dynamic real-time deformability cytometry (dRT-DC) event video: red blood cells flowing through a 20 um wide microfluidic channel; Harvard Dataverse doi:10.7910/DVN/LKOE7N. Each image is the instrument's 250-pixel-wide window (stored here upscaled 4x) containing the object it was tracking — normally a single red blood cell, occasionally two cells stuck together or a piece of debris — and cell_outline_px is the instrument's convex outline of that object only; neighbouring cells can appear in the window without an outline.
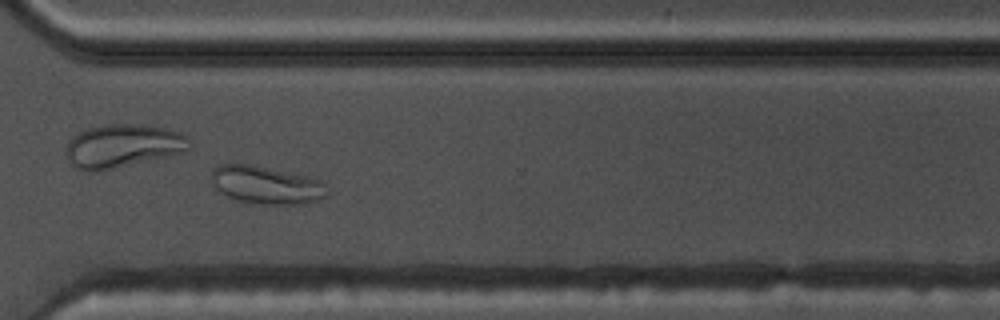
{"species": "common noctule bat (a hibernating species)", "species_latin": "Nyctalus noctula", "temperature_condition": "warm", "stored_images_in_passage": 51, "camera_frame_rate_fps": 3000, "um_per_image_px": 0.085, "animal": {"sex": "male", "body_mass_g": 17.5, "forearm_length_mm": 52.3}, "frame": {"image": 1, "passage_image": 37, "time_ms": 12.0, "image_size_px": [1000, 320], "cell_outline_px": [[324, 196], [316, 200], [304, 204], [256, 204], [236, 200], [220, 192], [212, 184], [208, 176], [212, 168], [220, 164], [248, 164], [312, 176], [320, 180], [324, 184]], "centroid_in_image_um": [22.55, 15.71], "position_along_channel_um": 348.0, "area_um2": 25.72}}
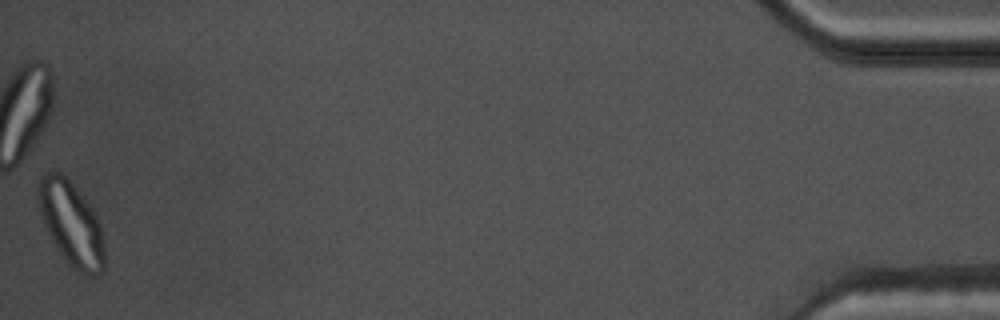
{"frame": {"image": 2, "passage_image": 51, "time_ms": 16.667, "image_size_px": [1000, 320], "cell_outline_px": [[104, 272], [100, 276], [88, 276], [72, 268], [68, 264], [56, 248], [40, 216], [36, 200], [36, 188], [40, 176], [44, 172], [60, 172], [88, 200], [100, 224], [104, 240]], "centroid_in_image_um": [6.04, 19.01], "position_along_channel_um": 429.2, "area_um2": 33.12}}